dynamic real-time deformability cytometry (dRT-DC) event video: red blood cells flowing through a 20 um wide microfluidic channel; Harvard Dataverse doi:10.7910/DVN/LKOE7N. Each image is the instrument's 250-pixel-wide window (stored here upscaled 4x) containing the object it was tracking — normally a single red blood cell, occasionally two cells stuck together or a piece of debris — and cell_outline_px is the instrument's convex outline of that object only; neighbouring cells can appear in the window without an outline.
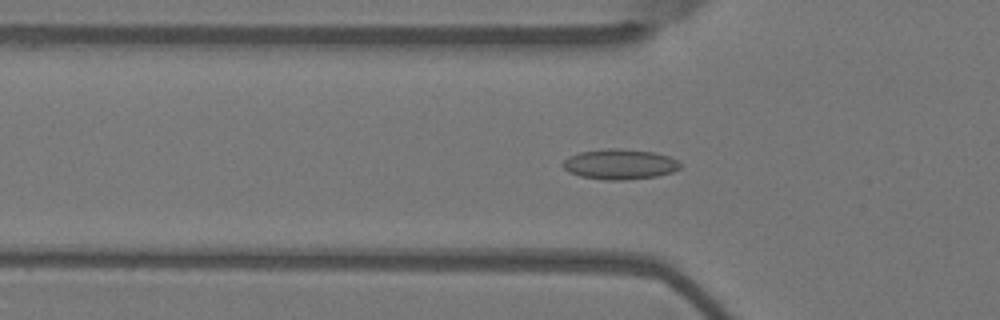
{"species": "Egyptian fruit bat (a non-hibernating species)", "species_latin": "Rousettus aegyptiacus", "temperature_condition": "warm", "stored_images_in_passage": 55, "camera_frame_rate_fps": 3000, "um_per_image_px": 0.085, "animal": {"sex": "female"}, "frame": {"image": 1, "passage_image": 18, "time_ms": 5.667, "image_size_px": [1000, 320], "cell_outline_px": [[680, 168], [672, 172], [656, 176], [624, 180], [604, 180], [580, 176], [568, 172], [560, 164], [568, 156], [580, 152], [604, 148], [620, 148], [652, 152], [668, 156], [676, 160], [680, 164]], "centroid_in_image_um": [52.63, 13.95], "position_along_channel_um": 73.2, "area_um2": 20.75}}
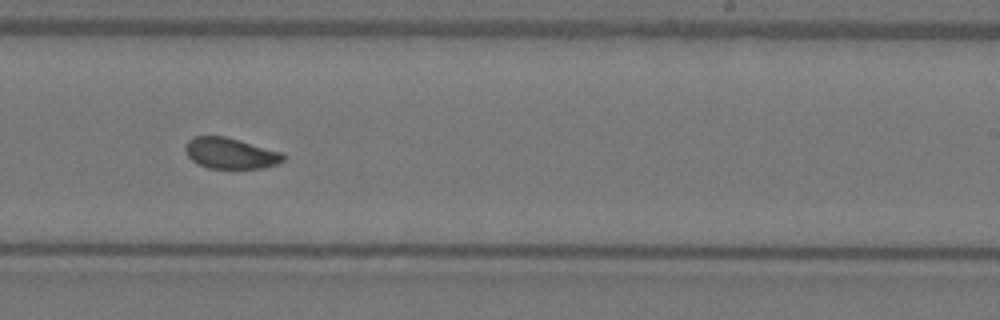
{"frame": {"image": 2, "passage_image": 34, "time_ms": 11.0, "image_size_px": [1000, 320], "cell_outline_px": [[284, 160], [276, 164], [264, 168], [208, 168], [196, 164], [188, 156], [184, 148], [188, 140], [196, 136], [224, 136], [284, 152]], "centroid_in_image_um": [19.59, 13.03], "position_along_channel_um": 269.4, "area_um2": 17.69}}
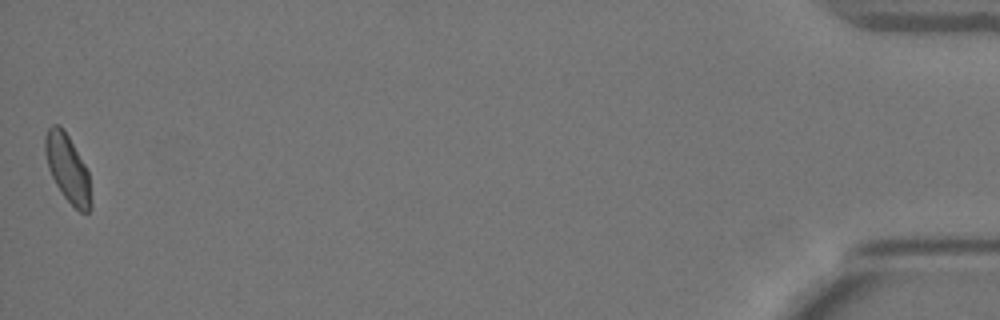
{"frame": {"image": 3, "passage_image": 55, "time_ms": 18.0, "image_size_px": [1000, 320], "cell_outline_px": [[92, 208], [88, 212], [80, 212], [64, 196], [56, 184], [48, 168], [44, 152], [44, 136], [48, 128], [52, 124], [60, 124], [64, 128], [84, 164], [88, 172], [92, 204]], "centroid_in_image_um": [5.73, 14.28], "position_along_channel_um": 429.5, "area_um2": 18.03}, "authors_computed_cell_mechanics": {"area_um2": 18.6694, "velocity_mm_per_s": 3.6715, "shape_relaxation_time_tau1_ms": 6.1691, "shape_relaxation_time_tau2_ms": 2.0627, "deformation_change_tau1": 0.1197, "deformation_change_tau2": 0.071}}